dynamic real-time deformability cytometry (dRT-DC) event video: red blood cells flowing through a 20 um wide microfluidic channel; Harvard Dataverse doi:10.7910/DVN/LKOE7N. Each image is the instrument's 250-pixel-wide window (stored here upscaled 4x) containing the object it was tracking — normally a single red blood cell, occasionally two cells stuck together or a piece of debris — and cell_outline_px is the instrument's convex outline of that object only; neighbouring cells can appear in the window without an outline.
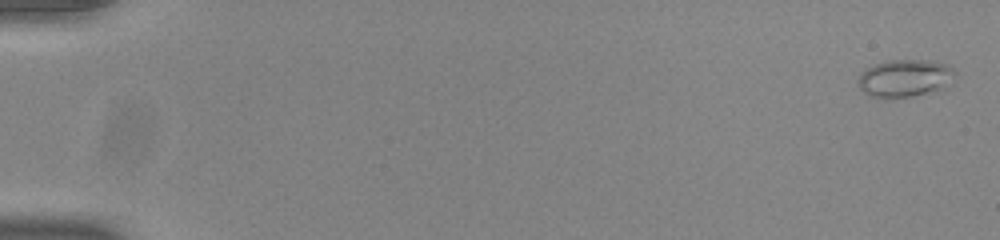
{"species": "common noctule bat (a hibernating species)", "species_latin": "Nyctalus noctula", "temperature_condition": "room temperature", "stored_images_in_passage": 54, "camera_frame_rate_fps": 3000, "um_per_image_px": 0.085, "animal": {"sex": "male", "body_mass_g": 20.0, "forearm_length_mm": 53.3}, "frame": {"image": 1, "passage_image": 1, "time_ms": 0.0, "image_size_px": [1000, 240], "cell_outline_px": [[956, 72], [936, 88], [912, 96], [892, 100], [884, 100], [872, 96], [860, 88], [856, 84], [856, 80], [860, 72], [864, 68], [888, 60], [928, 60], [944, 64], [952, 68]], "centroid_in_image_um": [76.72, 6.65], "position_along_channel_um": 8.3, "area_um2": 20.75}}
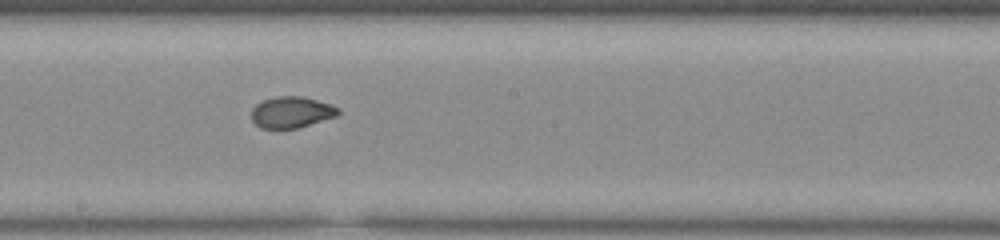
{"frame": {"image": 2, "passage_image": 31, "time_ms": 10.0, "image_size_px": [1000, 240], "cell_outline_px": [[340, 112], [336, 116], [300, 128], [260, 128], [252, 120], [252, 108], [256, 104], [264, 100], [276, 96], [304, 96], [340, 108]], "centroid_in_image_um": [24.78, 9.54], "position_along_channel_um": 223.4, "area_um2": 15.78}}
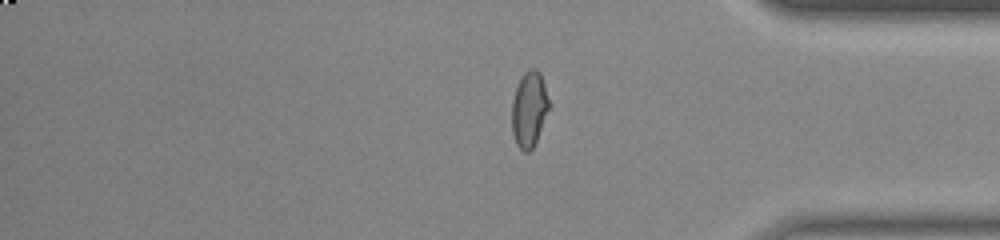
{"frame": {"image": 3, "passage_image": 45, "time_ms": 14.667, "image_size_px": [1000, 240], "cell_outline_px": [[548, 108], [536, 140], [532, 148], [528, 152], [524, 152], [516, 144], [512, 132], [512, 100], [516, 88], [524, 72], [532, 68], [540, 72], [544, 84], [548, 100]], "centroid_in_image_um": [44.95, 9.29], "position_along_channel_um": 390.3, "area_um2": 15.84}, "authors_computed_cell_mechanics": {"area_um2": 16.9354, "velocity_mm_per_s": 3.8803, "shape_relaxation_time_tau1_ms": null, "shape_relaxation_time_tau2_ms": 0.9537, "deformation_change_tau1": null, "deformation_change_tau2": 0.0495}}